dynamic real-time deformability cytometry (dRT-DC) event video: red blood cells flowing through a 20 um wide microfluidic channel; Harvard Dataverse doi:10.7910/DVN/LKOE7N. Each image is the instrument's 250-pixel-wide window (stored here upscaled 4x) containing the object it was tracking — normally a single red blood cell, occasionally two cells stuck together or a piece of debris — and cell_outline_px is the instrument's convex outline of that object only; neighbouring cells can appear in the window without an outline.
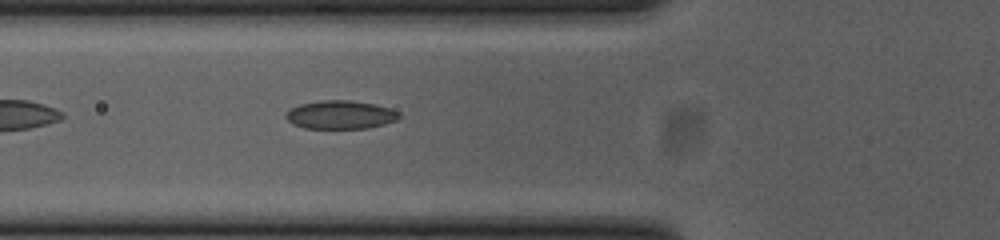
{"species": "common noctule bat (a hibernating species)", "species_latin": "Nyctalus noctula", "temperature_condition": "cold", "stored_images_in_passage": 35, "camera_frame_rate_fps": 3000, "um_per_image_px": 0.085, "animal": {"sex": "female", "body_mass_g": 23.0, "forearm_length_mm": 53.4}, "frame": {"image": 1, "passage_image": 4, "time_ms": 1.0, "image_size_px": [1000, 240], "cell_outline_px": [[400, 116], [396, 120], [384, 124], [368, 128], [304, 128], [292, 124], [284, 116], [292, 108], [300, 104], [320, 100], [352, 100], [376, 104], [400, 112]], "centroid_in_image_um": [28.94, 9.75], "position_along_channel_um": 96.9, "area_um2": 18.73}}
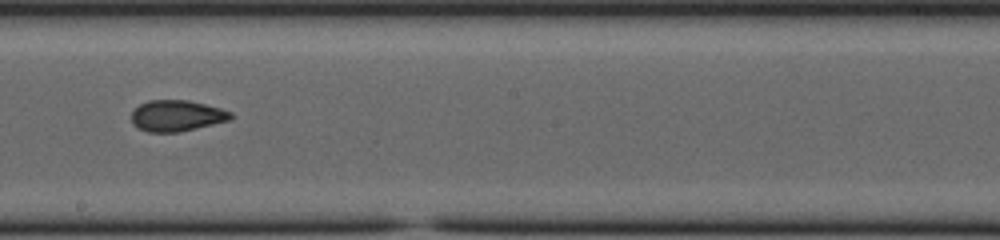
{"frame": {"image": 2, "passage_image": 15, "time_ms": 4.667, "image_size_px": [1000, 240], "cell_outline_px": [[232, 120], [176, 132], [148, 132], [132, 124], [132, 112], [140, 104], [148, 100], [188, 100], [220, 108], [232, 112]], "centroid_in_image_um": [15.03, 9.83], "position_along_channel_um": 233.2, "area_um2": 17.86}}
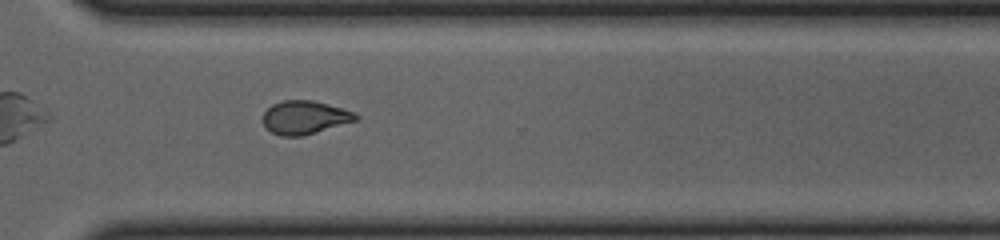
{"frame": {"image": 3, "passage_image": 24, "time_ms": 7.667, "image_size_px": [1000, 240], "cell_outline_px": [[360, 116], [356, 120], [304, 136], [280, 136], [272, 132], [264, 124], [264, 112], [272, 104], [284, 100], [312, 100], [328, 104], [356, 112]], "centroid_in_image_um": [25.93, 9.98], "position_along_channel_um": 344.7, "area_um2": 17.98}, "authors_computed_cell_mechanics": {"area_um2": 18.207, "velocity_mm_per_s": 3.7181, "shape_relaxation_time_tau1_ms": null, "shape_relaxation_time_tau2_ms": 2.5381, "deformation_change_tau1": null, "deformation_change_tau2": 0.0862}}